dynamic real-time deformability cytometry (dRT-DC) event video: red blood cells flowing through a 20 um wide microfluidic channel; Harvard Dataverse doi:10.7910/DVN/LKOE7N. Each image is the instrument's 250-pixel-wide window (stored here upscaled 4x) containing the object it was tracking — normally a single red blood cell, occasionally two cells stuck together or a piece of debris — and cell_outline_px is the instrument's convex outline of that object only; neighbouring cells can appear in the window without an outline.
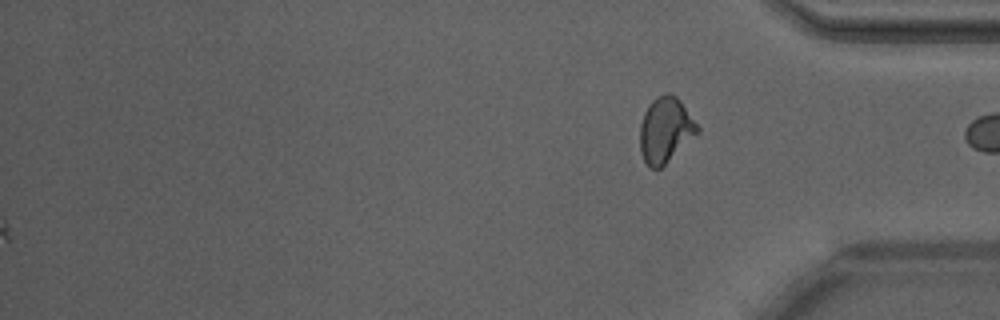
{"species": "Egyptian fruit bat (a non-hibernating species)", "species_latin": "Rousettus aegyptiacus", "temperature_condition": "warm", "stored_images_in_passage": 40, "segment_of_instrument_passage": [2, 2], "camera_frame_rate_fps": 3000, "um_per_image_px": 0.085, "animal": {"sex": "male"}, "frame": {"image": 1, "passage_image": 40, "time_ms": 13.0, "image_size_px": [1000, 320], "cell_outline_px": [[700, 132], [660, 168], [648, 168], [640, 152], [640, 124], [644, 112], [648, 104], [656, 96], [668, 92], [672, 92], [680, 100], [700, 128]], "centroid_in_image_um": [56.55, 11.02], "position_along_channel_um": 378.6, "area_um2": 22.02}}